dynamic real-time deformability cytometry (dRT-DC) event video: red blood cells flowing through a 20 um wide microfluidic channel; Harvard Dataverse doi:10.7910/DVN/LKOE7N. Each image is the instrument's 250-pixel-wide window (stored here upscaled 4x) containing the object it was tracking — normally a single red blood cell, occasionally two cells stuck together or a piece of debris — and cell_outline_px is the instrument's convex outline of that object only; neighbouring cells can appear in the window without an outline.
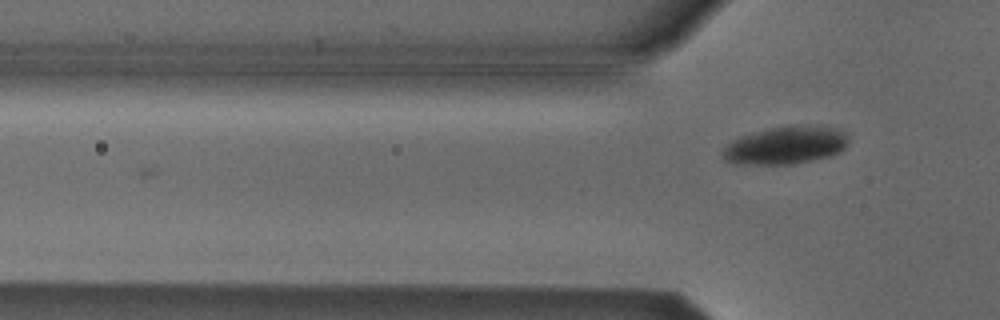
{"species": "Egyptian fruit bat (a non-hibernating species)", "species_latin": "Rousettus aegyptiacus", "temperature_condition": "cold", "stored_images_in_passage": 6, "camera_frame_rate_fps": 3000, "um_per_image_px": 0.085, "animal": {"sex": "male"}, "frame": {"image": 1, "passage_image": 6, "time_ms": 1.667, "image_size_px": [1000, 320], "cell_outline_px": [[848, 144], [840, 152], [832, 156], [792, 164], [736, 164], [724, 160], [720, 152], [732, 140], [740, 136], [752, 132], [772, 128], [796, 124], [816, 124], [836, 128], [844, 132], [848, 136]], "centroid_in_image_um": [66.8, 12.33], "position_along_channel_um": 59.0, "area_um2": 28.21}}